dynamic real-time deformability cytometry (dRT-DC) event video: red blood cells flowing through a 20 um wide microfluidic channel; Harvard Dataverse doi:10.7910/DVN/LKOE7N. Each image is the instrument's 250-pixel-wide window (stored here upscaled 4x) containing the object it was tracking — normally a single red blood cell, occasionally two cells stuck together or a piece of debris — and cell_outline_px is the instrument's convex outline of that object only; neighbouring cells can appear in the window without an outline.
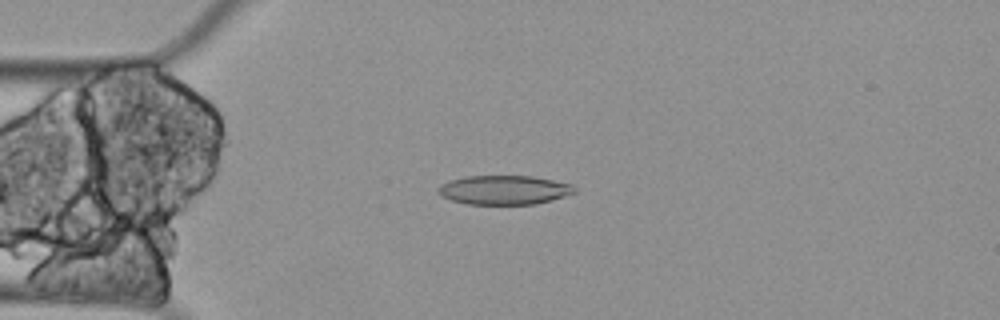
{"species": "Egyptian fruit bat (a non-hibernating species)", "species_latin": "Rousettus aegyptiacus", "temperature_condition": "cold", "stored_images_in_passage": 61, "camera_frame_rate_fps": 3000, "um_per_image_px": 0.085, "animal": {"sex": "female"}, "frame": {"image": 1, "passage_image": 15, "time_ms": 4.667, "image_size_px": [1000, 320], "cell_outline_px": [[576, 192], [552, 200], [536, 204], [468, 204], [452, 200], [440, 196], [436, 192], [436, 188], [440, 184], [464, 176], [532, 176], [572, 184], [576, 188]], "centroid_in_image_um": [42.82, 16.14], "position_along_channel_um": 42.2, "area_um2": 23.24}}
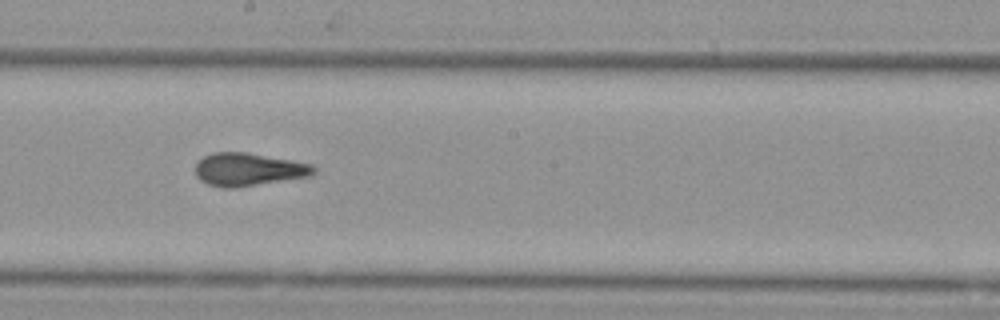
{"frame": {"image": 2, "passage_image": 33, "time_ms": 10.667, "image_size_px": [1000, 320], "cell_outline_px": [[316, 172], [312, 176], [236, 188], [224, 188], [208, 184], [200, 180], [196, 176], [196, 164], [204, 156], [212, 152], [248, 152], [292, 160], [312, 164], [316, 168]], "centroid_in_image_um": [21.15, 14.4], "position_along_channel_um": 227.1, "area_um2": 22.95}}
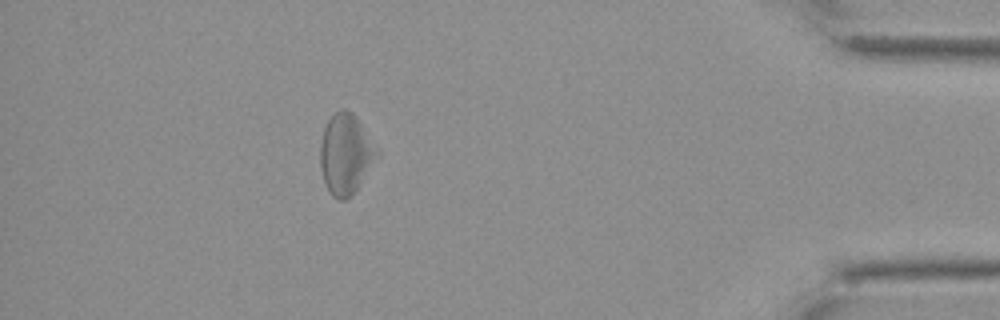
{"frame": {"image": 3, "passage_image": 54, "time_ms": 17.667, "image_size_px": [1000, 320], "cell_outline_px": [[380, 152], [352, 196], [344, 200], [340, 200], [332, 196], [328, 192], [320, 168], [320, 144], [324, 128], [328, 120], [340, 108], [344, 108], [352, 112], [356, 116]], "centroid_in_image_um": [29.37, 13.1], "position_along_channel_um": 405.8, "area_um2": 26.47}, "authors_computed_cell_mechanics": {"area_um2": 23.7558, "velocity_mm_per_s": 3.2417, "shape_relaxation_time_tau1_ms": null, "shape_relaxation_time_tau2_ms": 3.6601, "deformation_change_tau1": null, "deformation_change_tau2": 0.1362}}